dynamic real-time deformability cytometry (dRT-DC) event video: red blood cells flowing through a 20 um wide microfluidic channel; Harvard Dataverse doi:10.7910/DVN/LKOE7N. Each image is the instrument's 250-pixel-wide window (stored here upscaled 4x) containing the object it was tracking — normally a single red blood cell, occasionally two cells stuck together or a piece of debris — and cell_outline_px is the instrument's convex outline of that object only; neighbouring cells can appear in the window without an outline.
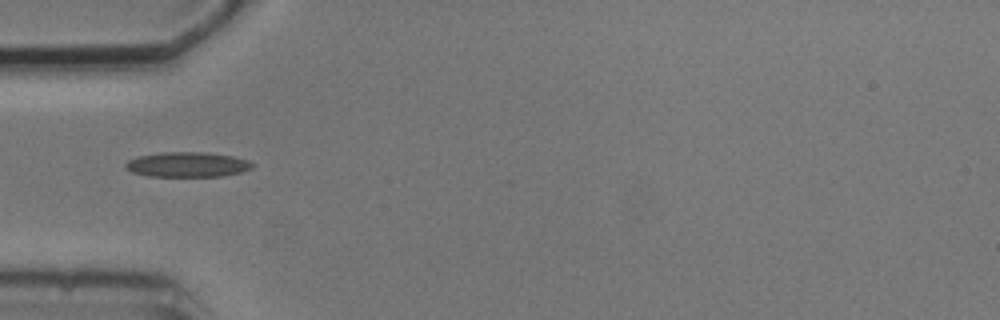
{"species": "common noctule bat (a hibernating species)", "species_latin": "Nyctalus noctula", "temperature_condition": "cold", "stored_images_in_passage": 3, "camera_frame_rate_fps": 3000, "um_per_image_px": 0.085, "animal": {"sex": "male", "body_mass_g": 20.5, "forearm_length_mm": 52.5}, "frame": {"image": 1, "passage_image": 1, "time_ms": 0.0, "image_size_px": [1000, 320], "cell_outline_px": [[256, 164], [252, 168], [240, 172], [224, 176], [148, 176], [132, 172], [124, 168], [124, 164], [128, 160], [136, 156], [160, 152], [208, 152], [232, 156], [248, 160]], "centroid_in_image_um": [15.91, 13.98], "position_along_channel_um": 69.1, "area_um2": 18.67}}
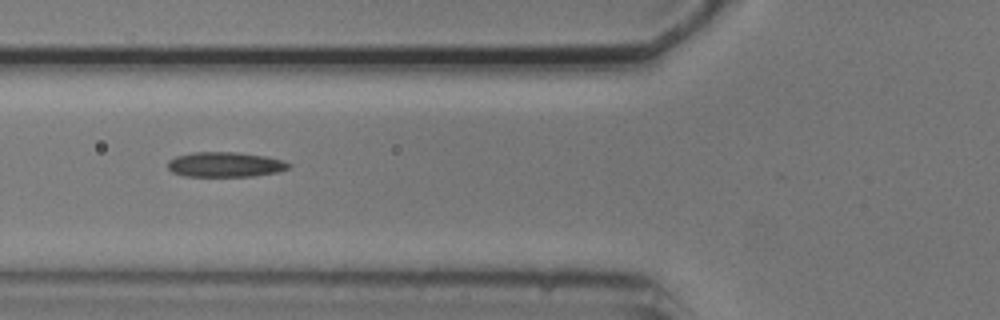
{"frame": {"image": 2, "passage_image": 2, "time_ms": 1.0, "image_size_px": [1000, 320], "cell_outline_px": [[292, 164], [288, 168], [280, 172], [252, 176], [184, 176], [172, 172], [168, 168], [168, 160], [176, 156], [192, 152], [240, 152], [268, 156], [284, 160]], "centroid_in_image_um": [19.17, 13.97], "position_along_channel_um": 106.6, "area_um2": 17.86}}
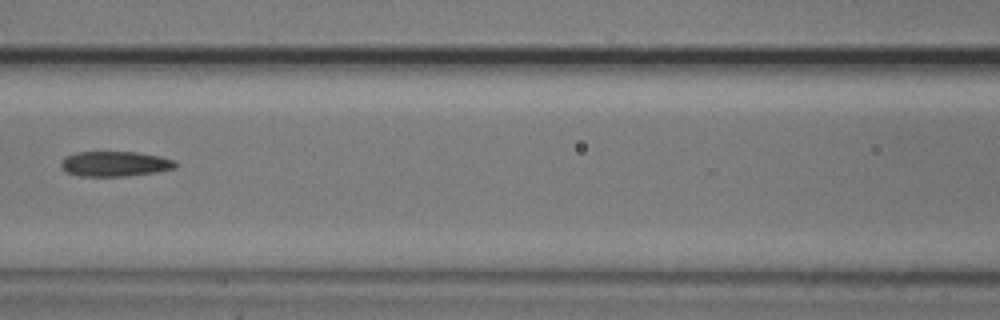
{"frame": {"image": 3, "passage_image": 3, "time_ms": 2.333, "image_size_px": [1000, 320], "cell_outline_px": [[180, 164], [176, 168], [156, 172], [124, 176], [80, 176], [64, 172], [60, 164], [64, 156], [76, 152], [136, 152], [160, 156], [176, 160]], "centroid_in_image_um": [9.78, 13.92], "position_along_channel_um": 156.8, "area_um2": 16.99}}